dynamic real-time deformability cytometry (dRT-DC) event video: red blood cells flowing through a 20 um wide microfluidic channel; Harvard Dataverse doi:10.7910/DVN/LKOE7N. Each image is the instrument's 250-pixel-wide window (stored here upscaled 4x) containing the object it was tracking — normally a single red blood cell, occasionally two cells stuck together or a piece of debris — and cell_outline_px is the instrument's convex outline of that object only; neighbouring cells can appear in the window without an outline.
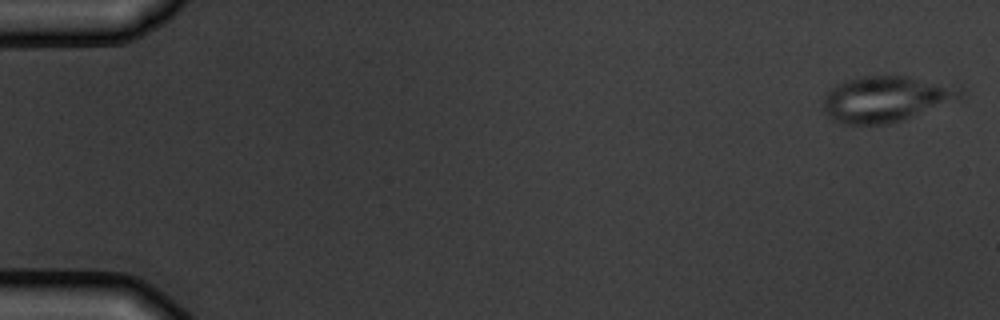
{"species": "common noctule bat (a hibernating species)", "species_latin": "Nyctalus noctula", "temperature_condition": "warm", "stored_images_in_passage": 6, "camera_frame_rate_fps": 3000, "um_per_image_px": 0.085, "animal": {"sex": "male", "body_mass_g": 19.5, "forearm_length_mm": 54.6}, "frame": {"image": 1, "passage_image": 1, "time_ms": 0.0, "image_size_px": [1000, 320], "cell_outline_px": [[968, 92], [960, 100], [904, 120], [888, 124], [844, 124], [832, 120], [824, 112], [820, 104], [824, 96], [836, 84], [844, 80], [856, 76], [908, 76], [964, 88]], "centroid_in_image_um": [75.33, 8.42], "position_along_channel_um": 9.7, "area_um2": 37.45}}